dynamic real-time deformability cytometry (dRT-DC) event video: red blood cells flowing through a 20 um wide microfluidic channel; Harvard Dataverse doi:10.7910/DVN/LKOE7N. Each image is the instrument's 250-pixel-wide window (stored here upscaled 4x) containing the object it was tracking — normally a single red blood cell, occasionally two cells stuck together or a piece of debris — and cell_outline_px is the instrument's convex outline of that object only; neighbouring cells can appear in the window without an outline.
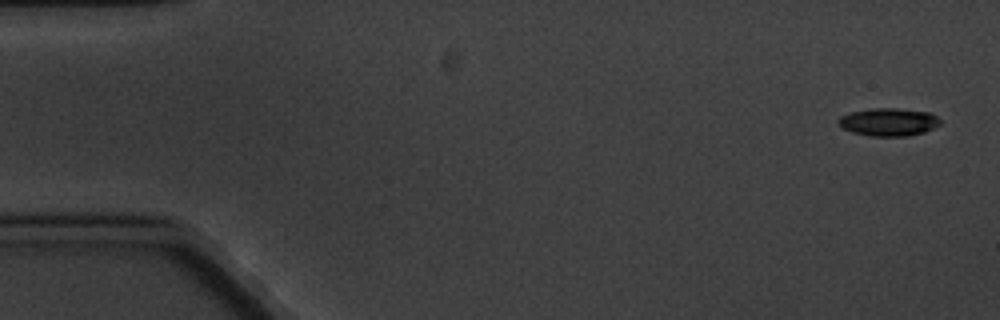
{"species": "common noctule bat (a hibernating species)", "species_latin": "Nyctalus noctula", "temperature_condition": "cold", "stored_images_in_passage": 4, "camera_frame_rate_fps": 3000, "um_per_image_px": 0.085, "animal": {"sex": "male", "body_mass_g": 20.1, "forearm_length_mm": 53.5}, "frame": {"image": 1, "passage_image": 1, "time_ms": 0.0, "image_size_px": [1000, 320], "cell_outline_px": [[940, 124], [924, 132], [908, 136], [872, 136], [852, 132], [836, 124], [836, 120], [840, 116], [852, 112], [868, 108], [896, 108], [932, 112], [940, 120]], "centroid_in_image_um": [75.51, 10.36], "position_along_channel_um": 9.5, "area_um2": 16.65}}